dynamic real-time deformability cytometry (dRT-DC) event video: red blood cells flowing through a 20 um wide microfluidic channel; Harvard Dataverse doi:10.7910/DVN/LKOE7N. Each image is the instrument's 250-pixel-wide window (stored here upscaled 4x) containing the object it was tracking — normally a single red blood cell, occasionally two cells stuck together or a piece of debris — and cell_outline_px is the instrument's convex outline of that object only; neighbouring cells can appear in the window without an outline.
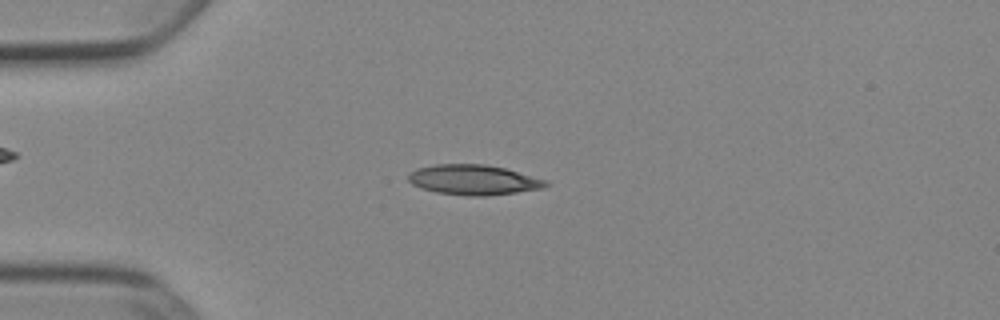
{"species": "Egyptian fruit bat (a non-hibernating species)", "species_latin": "Rousettus aegyptiacus", "temperature_condition": "cold", "stored_images_in_passage": 45, "camera_frame_rate_fps": 3000, "um_per_image_px": 0.085, "animal": {"sex": "female"}, "frame": {"image": 1, "passage_image": 7, "time_ms": 2.0, "image_size_px": [1000, 320], "cell_outline_px": [[548, 184], [544, 188], [516, 192], [484, 196], [468, 196], [436, 192], [412, 184], [408, 180], [408, 172], [416, 168], [436, 164], [484, 164], [504, 168], [548, 180]], "centroid_in_image_um": [40.24, 15.28], "position_along_channel_um": 44.8, "area_um2": 24.04}}
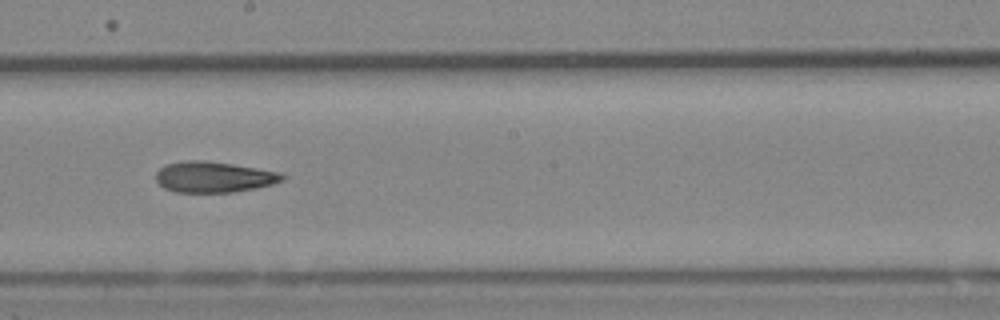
{"frame": {"image": 2, "passage_image": 23, "time_ms": 7.333, "image_size_px": [1000, 320], "cell_outline_px": [[284, 180], [272, 184], [256, 188], [232, 192], [176, 192], [164, 188], [156, 180], [156, 172], [160, 168], [168, 164], [184, 160], [200, 160], [232, 164], [280, 172], [284, 176]], "centroid_in_image_um": [18.16, 15.04], "position_along_channel_um": 230.0, "area_um2": 22.54}}
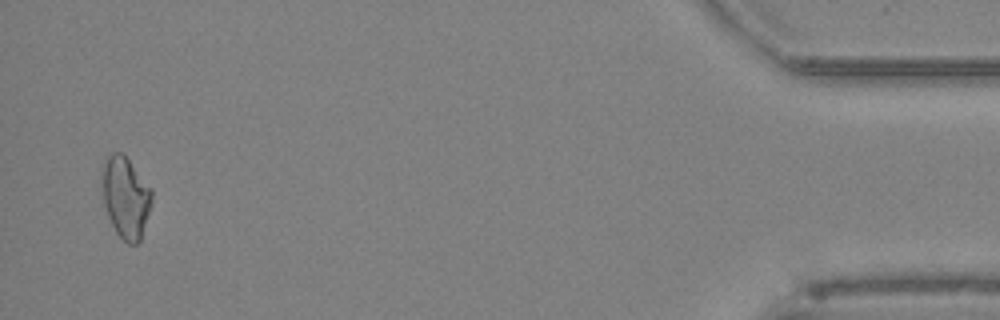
{"frame": {"image": 3, "passage_image": 44, "time_ms": 14.333, "image_size_px": [1000, 320], "cell_outline_px": [[152, 204], [140, 240], [136, 244], [128, 244], [116, 232], [108, 216], [104, 204], [100, 188], [100, 172], [104, 156], [112, 152], [124, 152], [152, 188]], "centroid_in_image_um": [10.64, 16.68], "position_along_channel_um": 424.6, "area_um2": 24.45}, "authors_computed_cell_mechanics": {"area_um2": 22.7154, "velocity_mm_per_s": 3.9041, "shape_relaxation_time_tau1_ms": null, "shape_relaxation_time_tau2_ms": 5.6374, "deformation_change_tau1": null, "deformation_change_tau2": 0.1455}}